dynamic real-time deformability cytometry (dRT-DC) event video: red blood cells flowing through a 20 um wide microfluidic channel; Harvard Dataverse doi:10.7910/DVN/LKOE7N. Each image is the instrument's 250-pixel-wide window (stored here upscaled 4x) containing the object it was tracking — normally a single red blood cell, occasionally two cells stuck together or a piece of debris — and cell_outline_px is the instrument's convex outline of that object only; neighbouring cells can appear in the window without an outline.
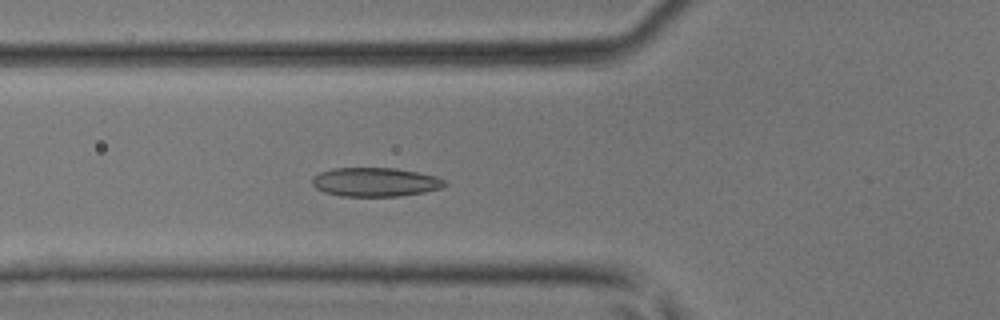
{"species": "common noctule bat (a hibernating species)", "species_latin": "Nyctalus noctula", "temperature_condition": "room temperature", "stored_images_in_passage": 42, "camera_frame_rate_fps": 3000, "um_per_image_px": 0.085, "animal": {"sex": "male", "body_mass_g": 17.9, "forearm_length_mm": 54.2}, "frame": {"image": 1, "passage_image": 14, "time_ms": 4.333, "image_size_px": [1000, 320], "cell_outline_px": [[448, 184], [440, 188], [424, 192], [400, 196], [340, 196], [324, 192], [316, 188], [312, 184], [312, 176], [320, 172], [332, 168], [396, 168], [436, 176], [444, 180]], "centroid_in_image_um": [31.87, 15.47], "position_along_channel_um": 93.9, "area_um2": 22.37}}
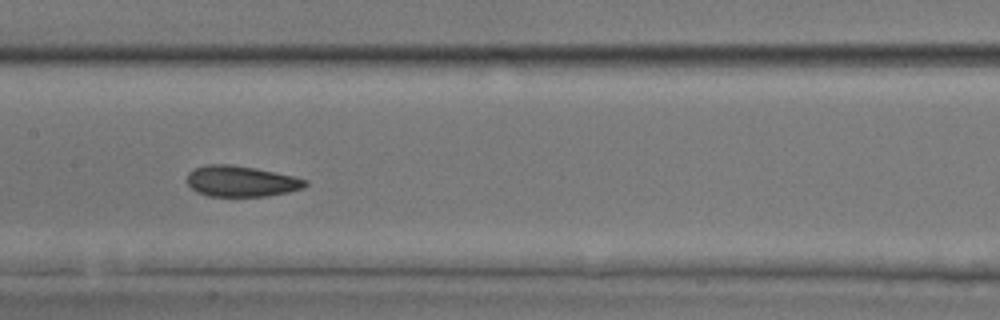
{"frame": {"image": 2, "passage_image": 20, "time_ms": 6.333, "image_size_px": [1000, 320], "cell_outline_px": [[308, 184], [304, 188], [288, 192], [268, 196], [208, 196], [196, 192], [188, 184], [188, 172], [204, 164], [232, 164], [256, 168], [292, 176], [308, 180]], "centroid_in_image_um": [20.5, 15.4], "position_along_channel_um": 186.9, "area_um2": 21.33}}
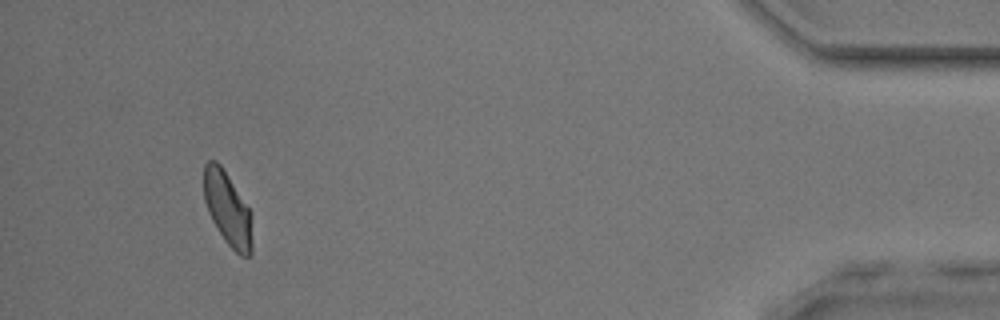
{"frame": {"image": 3, "passage_image": 39, "time_ms": 12.667, "image_size_px": [1000, 320], "cell_outline_px": [[252, 252], [248, 256], [240, 256], [224, 240], [212, 220], [208, 212], [204, 200], [204, 164], [208, 160], [216, 160], [220, 164], [252, 212]], "centroid_in_image_um": [19.36, 17.75], "position_along_channel_um": 415.8, "area_um2": 20.87}}